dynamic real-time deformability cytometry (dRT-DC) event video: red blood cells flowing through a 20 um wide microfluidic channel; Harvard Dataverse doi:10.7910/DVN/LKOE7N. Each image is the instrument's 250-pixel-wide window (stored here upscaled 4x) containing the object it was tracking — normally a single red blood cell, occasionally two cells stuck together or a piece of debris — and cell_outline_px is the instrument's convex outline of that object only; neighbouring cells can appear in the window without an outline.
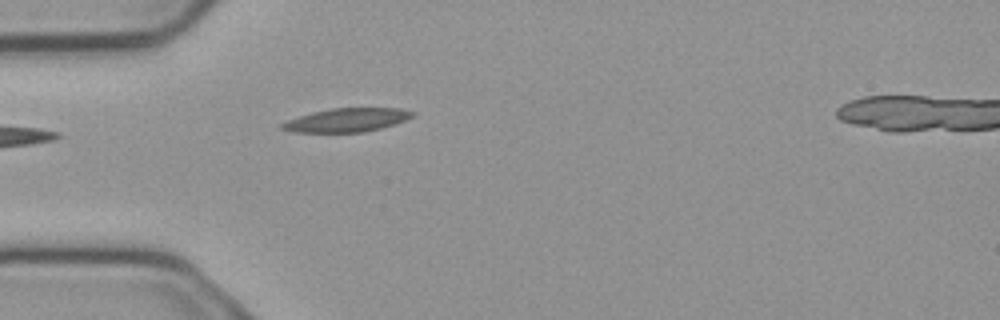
{"species": "common noctule bat (a hibernating species)", "species_latin": "Nyctalus noctula", "temperature_condition": "cold", "stored_images_in_passage": 2, "camera_frame_rate_fps": 3000, "um_per_image_px": 0.085, "animal": {"sex": "male", "body_mass_g": 23.1, "forearm_length_mm": 52.7}, "frame": {"image": 1, "passage_image": 1, "time_ms": 0.0, "image_size_px": [1000, 320], "cell_outline_px": [[416, 112], [412, 116], [404, 120], [380, 128], [364, 132], [296, 132], [280, 128], [280, 124], [288, 120], [312, 112], [332, 108], [400, 108]], "centroid_in_image_um": [29.47, 10.2], "position_along_channel_um": 55.5, "area_um2": 17.69}}